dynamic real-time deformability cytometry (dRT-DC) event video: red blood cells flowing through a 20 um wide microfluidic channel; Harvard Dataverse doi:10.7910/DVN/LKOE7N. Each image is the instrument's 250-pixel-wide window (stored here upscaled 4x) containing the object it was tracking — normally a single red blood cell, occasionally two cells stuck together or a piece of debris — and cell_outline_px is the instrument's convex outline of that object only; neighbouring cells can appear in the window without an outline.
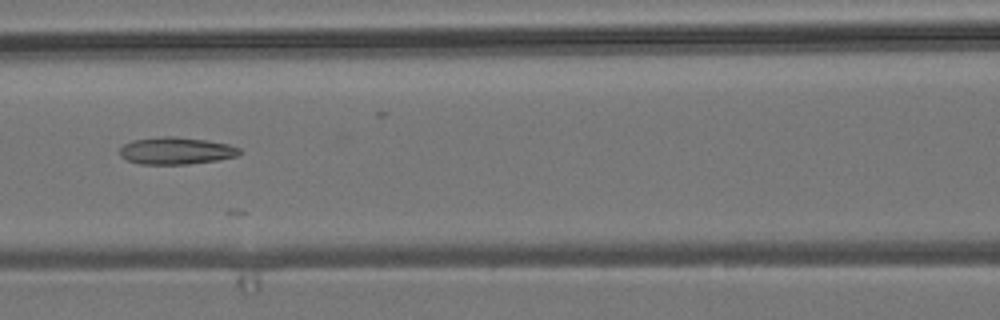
{"species": "common noctule bat (a hibernating species)", "species_latin": "Nyctalus noctula", "temperature_condition": "room temperature", "stored_images_in_passage": 8, "camera_frame_rate_fps": 3000, "um_per_image_px": 0.085, "animal": {"sex": "male", "body_mass_g": 19.2, "forearm_length_mm": 51.8}, "frame": {"image": 1, "passage_image": 7, "time_ms": 2.0, "image_size_px": [1000, 320], "cell_outline_px": [[240, 152], [236, 156], [216, 160], [188, 164], [140, 164], [128, 160], [120, 156], [120, 148], [124, 144], [132, 140], [164, 136], [176, 136], [208, 140], [228, 144], [240, 148]], "centroid_in_image_um": [14.95, 12.8], "position_along_channel_um": 151.6, "area_um2": 18.9}}